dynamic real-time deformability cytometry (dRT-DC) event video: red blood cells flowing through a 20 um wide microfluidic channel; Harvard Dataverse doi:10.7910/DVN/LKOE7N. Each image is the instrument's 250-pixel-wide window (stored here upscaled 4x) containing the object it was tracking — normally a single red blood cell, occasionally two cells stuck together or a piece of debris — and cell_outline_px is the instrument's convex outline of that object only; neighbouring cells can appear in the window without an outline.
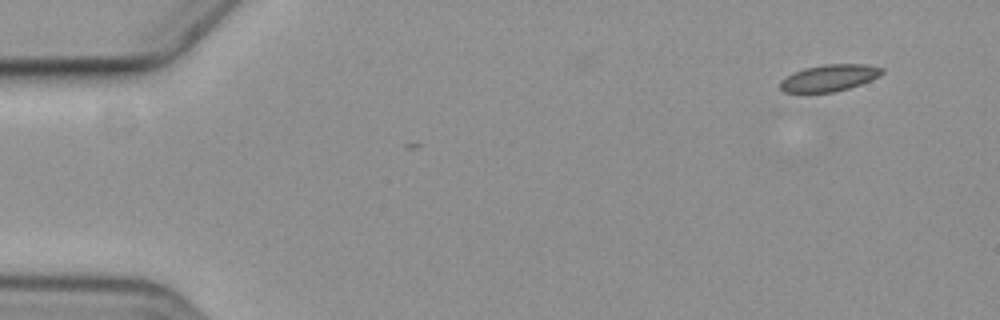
{"species": "common noctule bat (a hibernating species)", "species_latin": "Nyctalus noctula", "temperature_condition": "cold", "stored_images_in_passage": 6, "segment_of_instrument_passage": [2, 2], "camera_frame_rate_fps": 3000, "um_per_image_px": 0.085, "animal": {"sex": "female", "body_mass_g": 19.3, "forearm_length_mm": 54.1}, "frame": {"image": 1, "passage_image": 6, "time_ms": 6.0, "image_size_px": [1000, 320], "cell_outline_px": [[884, 72], [880, 76], [872, 80], [836, 92], [784, 92], [780, 88], [780, 80], [804, 68], [824, 64], [864, 64], [884, 68]], "centroid_in_image_um": [70.53, 6.62], "position_along_channel_um": 14.5, "area_um2": 15.78}}